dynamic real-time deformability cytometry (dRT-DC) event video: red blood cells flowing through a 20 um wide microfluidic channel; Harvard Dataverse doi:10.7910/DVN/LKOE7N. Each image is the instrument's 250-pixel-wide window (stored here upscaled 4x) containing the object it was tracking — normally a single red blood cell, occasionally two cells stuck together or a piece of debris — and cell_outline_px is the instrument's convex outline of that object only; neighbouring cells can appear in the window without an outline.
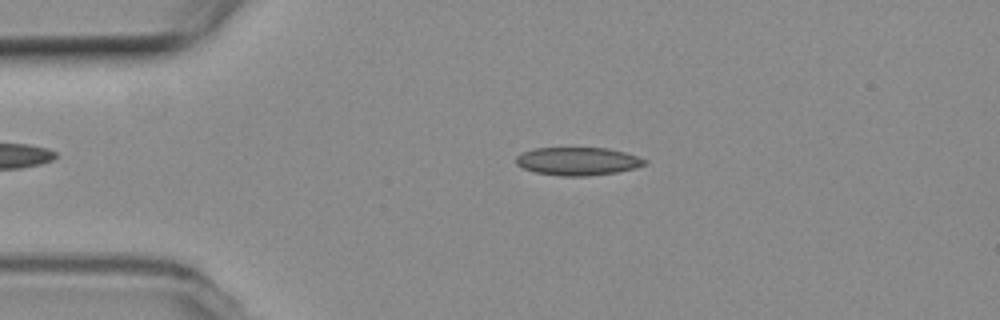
{"species": "common noctule bat (a hibernating species)", "species_latin": "Nyctalus noctula", "temperature_condition": "room temperature", "stored_images_in_passage": 44, "camera_frame_rate_fps": 3000, "um_per_image_px": 0.085, "animal": {"sex": "female", "body_mass_g": 19.3, "forearm_length_mm": 54.1}, "frame": {"image": 1, "passage_image": 6, "time_ms": 1.667, "image_size_px": [1000, 320], "cell_outline_px": [[648, 160], [644, 164], [632, 168], [616, 172], [588, 176], [560, 176], [536, 172], [524, 168], [516, 164], [516, 156], [524, 152], [536, 148], [608, 148], [624, 152]], "centroid_in_image_um": [49.09, 13.7], "position_along_channel_um": 35.9, "area_um2": 20.75}}
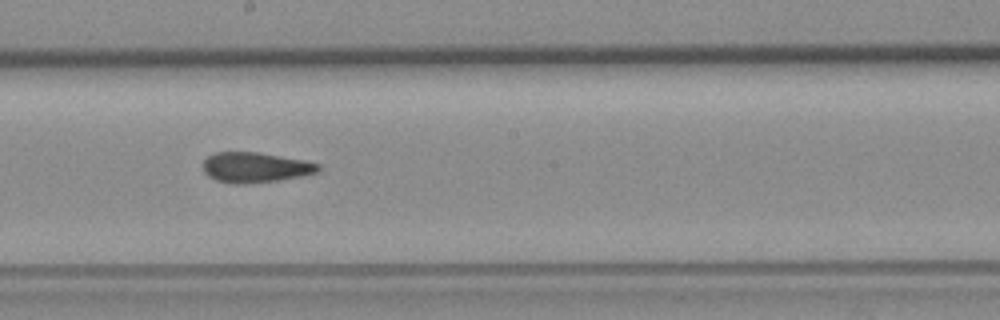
{"frame": {"image": 2, "passage_image": 24, "time_ms": 7.667, "image_size_px": [1000, 320], "cell_outline_px": [[320, 172], [280, 180], [244, 184], [232, 184], [216, 180], [208, 176], [204, 172], [204, 160], [208, 156], [216, 152], [260, 152], [304, 160], [320, 164]], "centroid_in_image_um": [21.72, 14.23], "position_along_channel_um": 226.5, "area_um2": 20.4}}
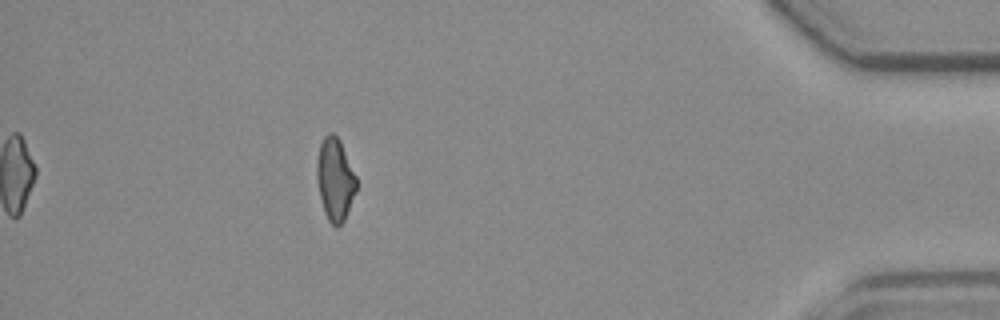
{"frame": {"image": 3, "passage_image": 43, "time_ms": 14.0, "image_size_px": [1000, 320], "cell_outline_px": [[356, 192], [344, 220], [336, 228], [328, 220], [324, 212], [320, 196], [316, 176], [316, 160], [320, 144], [324, 136], [328, 132], [332, 132], [340, 140], [356, 176]], "centroid_in_image_um": [28.47, 15.23], "position_along_channel_um": 406.7, "area_um2": 19.02}, "authors_computed_cell_mechanics": {"area_um2": 20.4034, "velocity_mm_per_s": 3.7393, "shape_relaxation_time_tau1_ms": null, "shape_relaxation_time_tau2_ms": 2.4141, "deformation_change_tau1": null, "deformation_change_tau2": 0.0789}}